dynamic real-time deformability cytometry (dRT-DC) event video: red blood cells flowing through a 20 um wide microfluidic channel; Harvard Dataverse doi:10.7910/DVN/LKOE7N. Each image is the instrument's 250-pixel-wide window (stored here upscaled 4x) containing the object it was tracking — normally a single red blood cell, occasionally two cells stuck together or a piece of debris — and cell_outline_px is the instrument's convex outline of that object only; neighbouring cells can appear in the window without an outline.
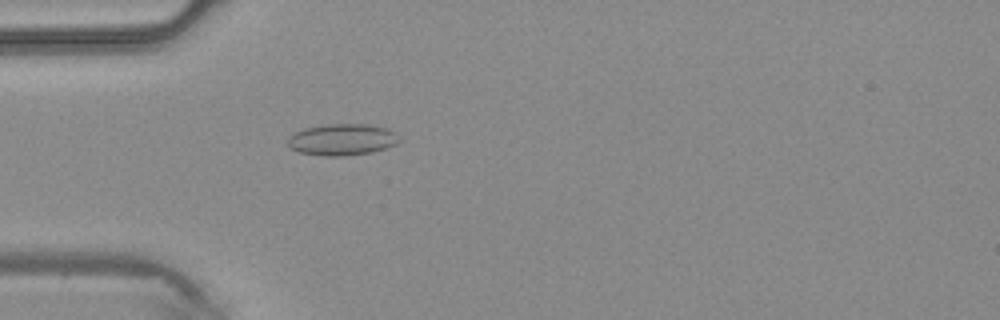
{"species": "common noctule bat (a hibernating species)", "species_latin": "Nyctalus noctula", "temperature_condition": "warm", "stored_images_in_passage": 39, "camera_frame_rate_fps": 3000, "um_per_image_px": 0.085, "animal": {"sex": "male", "body_mass_g": 20.4}, "frame": {"image": 1, "passage_image": 7, "time_ms": 2.0, "image_size_px": [1000, 320], "cell_outline_px": [[400, 140], [396, 144], [372, 152], [344, 156], [324, 156], [300, 152], [292, 148], [288, 144], [288, 136], [304, 128], [324, 124], [368, 124], [388, 128], [396, 132], [400, 136]], "centroid_in_image_um": [29.11, 11.85], "position_along_channel_um": 55.9, "area_um2": 20.58}}
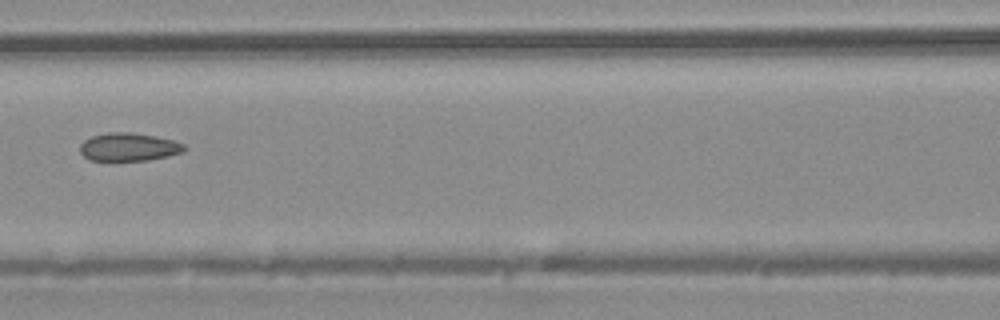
{"frame": {"image": 2, "passage_image": 14, "time_ms": 4.333, "image_size_px": [1000, 320], "cell_outline_px": [[188, 148], [184, 152], [168, 156], [148, 160], [88, 160], [80, 152], [80, 144], [84, 140], [92, 136], [108, 132], [132, 132], [156, 136], [172, 140], [184, 144]], "centroid_in_image_um": [10.96, 12.49], "position_along_channel_um": 155.6, "area_um2": 17.17}}
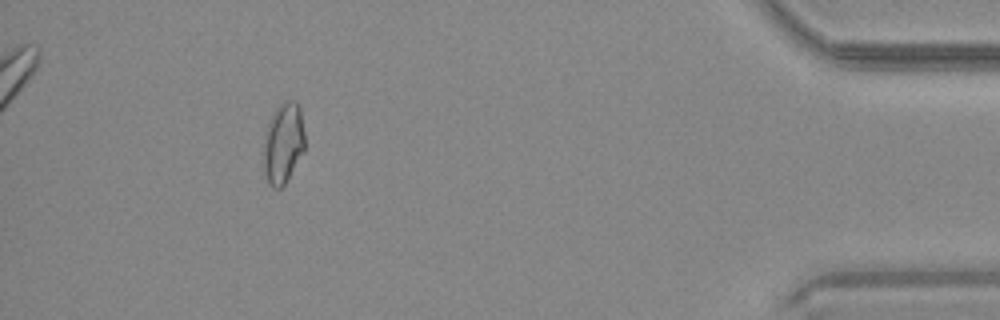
{"frame": {"image": 3, "passage_image": 35, "time_ms": 11.333, "image_size_px": [1000, 320], "cell_outline_px": [[304, 152], [284, 184], [280, 188], [272, 188], [268, 184], [264, 168], [264, 136], [272, 112], [280, 104], [288, 100], [296, 100], [300, 108], [304, 132]], "centroid_in_image_um": [24.08, 12.15], "position_along_channel_um": 411.1, "area_um2": 19.42}}